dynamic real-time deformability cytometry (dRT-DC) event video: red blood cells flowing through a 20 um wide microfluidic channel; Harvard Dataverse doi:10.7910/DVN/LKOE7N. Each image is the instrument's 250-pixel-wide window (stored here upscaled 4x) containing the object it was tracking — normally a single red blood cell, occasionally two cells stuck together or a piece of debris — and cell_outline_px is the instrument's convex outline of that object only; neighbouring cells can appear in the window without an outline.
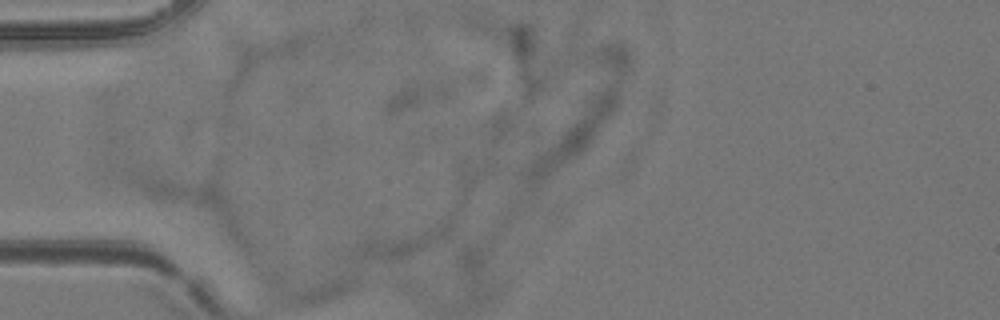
{"species": "common noctule bat (a hibernating species)", "species_latin": "Nyctalus noctula", "temperature_condition": "room temperature", "stored_images_in_passage": 2, "camera_frame_rate_fps": 3000, "um_per_image_px": 0.085, "animal": {"sex": "female", "body_mass_g": 24.6, "forearm_length_mm": 56.2}, "frame": {"image": 1, "passage_image": 1, "time_ms": 0.0, "image_size_px": [1000, 320], "cell_outline_px": [[348, 284], [336, 292], [320, 300], [304, 304], [296, 304], [276, 296], [268, 280], [268, 276], [272, 272], [344, 280]], "centroid_in_image_um": [25.8, 24.42], "position_along_channel_um": 59.2, "area_um2": 12.02}}